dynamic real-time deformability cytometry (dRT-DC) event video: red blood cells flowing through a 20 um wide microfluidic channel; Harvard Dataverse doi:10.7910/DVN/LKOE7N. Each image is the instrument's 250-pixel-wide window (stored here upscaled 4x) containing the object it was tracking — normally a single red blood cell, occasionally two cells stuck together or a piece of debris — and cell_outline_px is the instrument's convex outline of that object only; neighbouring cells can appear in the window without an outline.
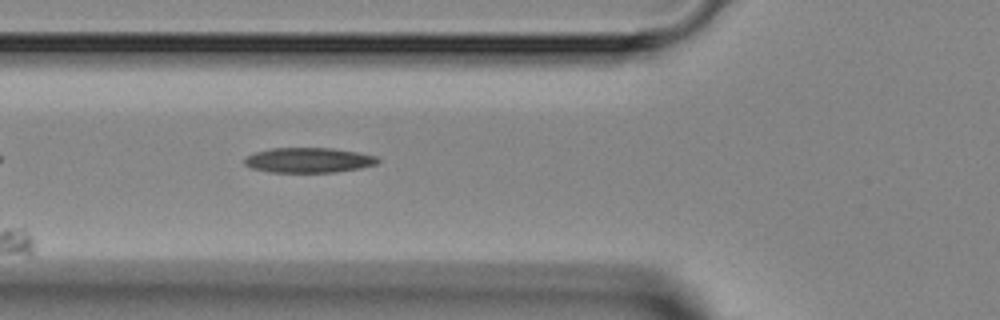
{"species": "Egyptian fruit bat (a non-hibernating species)", "species_latin": "Rousettus aegyptiacus", "temperature_condition": "room temperature", "stored_images_in_passage": 4, "camera_frame_rate_fps": 3000, "um_per_image_px": 0.085, "animal": {"sex": "female"}, "frame": {"image": 1, "passage_image": 4, "time_ms": 4.667, "image_size_px": [1000, 320], "cell_outline_px": [[380, 160], [376, 164], [360, 168], [336, 172], [272, 172], [252, 168], [244, 164], [244, 160], [248, 156], [256, 152], [272, 148], [332, 148], [356, 152], [376, 156]], "centroid_in_image_um": [26.25, 13.61], "position_along_channel_um": 99.6, "area_um2": 19.25}}